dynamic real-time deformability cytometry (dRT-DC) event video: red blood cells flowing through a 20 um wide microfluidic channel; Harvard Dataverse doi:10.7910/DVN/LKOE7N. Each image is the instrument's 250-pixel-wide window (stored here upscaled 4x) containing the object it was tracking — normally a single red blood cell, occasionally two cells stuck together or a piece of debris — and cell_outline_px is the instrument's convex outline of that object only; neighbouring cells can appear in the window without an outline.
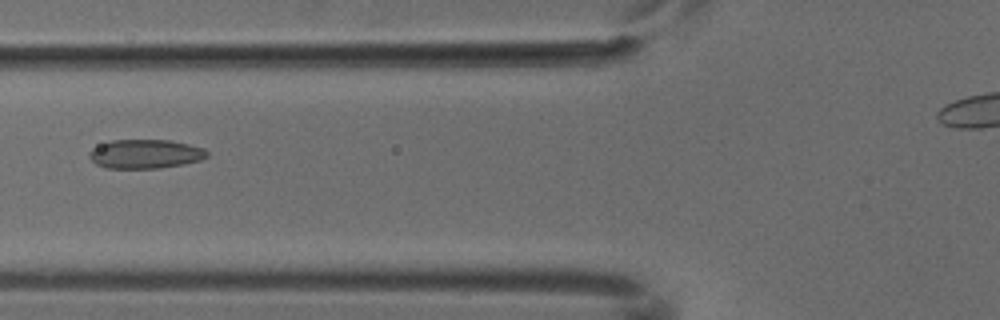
{"species": "common noctule bat (a hibernating species)", "species_latin": "Nyctalus noctula", "temperature_condition": "cold", "stored_images_in_passage": 4, "camera_frame_rate_fps": 3000, "um_per_image_px": 0.085, "animal": {"sex": "male", "body_mass_g": 18.8}, "frame": {"image": 1, "passage_image": 4, "time_ms": 1.0, "image_size_px": [1000, 320], "cell_outline_px": [[208, 156], [200, 160], [184, 164], [160, 168], [104, 168], [96, 164], [88, 156], [88, 152], [92, 148], [100, 144], [112, 140], [168, 140], [188, 144], [204, 148], [208, 152]], "centroid_in_image_um": [12.33, 13.09], "position_along_channel_um": 113.5, "area_um2": 20.0}}